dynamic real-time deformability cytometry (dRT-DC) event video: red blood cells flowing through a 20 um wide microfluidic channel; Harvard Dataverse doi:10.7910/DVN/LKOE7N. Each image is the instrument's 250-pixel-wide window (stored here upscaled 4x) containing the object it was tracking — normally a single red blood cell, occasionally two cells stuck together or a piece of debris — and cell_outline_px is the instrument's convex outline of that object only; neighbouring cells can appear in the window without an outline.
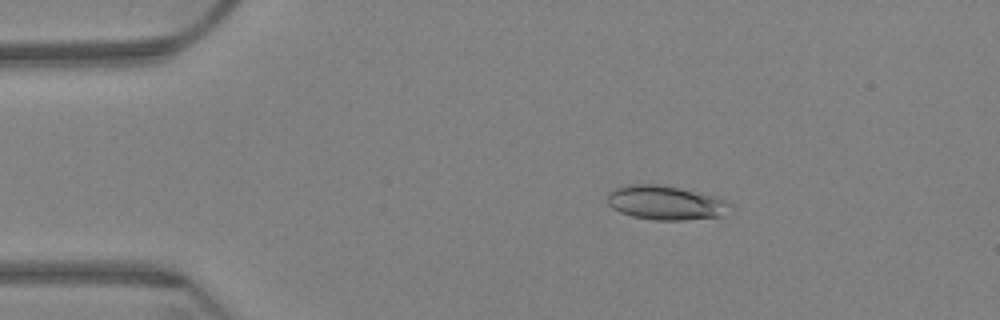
{"species": "Egyptian fruit bat (a non-hibernating species)", "species_latin": "Rousettus aegyptiacus", "temperature_condition": "warm", "stored_images_in_passage": 65, "camera_frame_rate_fps": 3000, "um_per_image_px": 0.085, "animal": {"sex": "female"}, "frame": {"image": 1, "passage_image": 12, "time_ms": 3.667, "image_size_px": [1000, 320], "cell_outline_px": [[732, 204], [724, 216], [684, 220], [656, 220], [632, 216], [620, 212], [612, 208], [608, 204], [608, 192], [612, 188], [624, 184], [656, 184], [680, 188], [716, 196], [728, 200]], "centroid_in_image_um": [56.58, 17.22], "position_along_channel_um": 28.4, "area_um2": 24.74}}
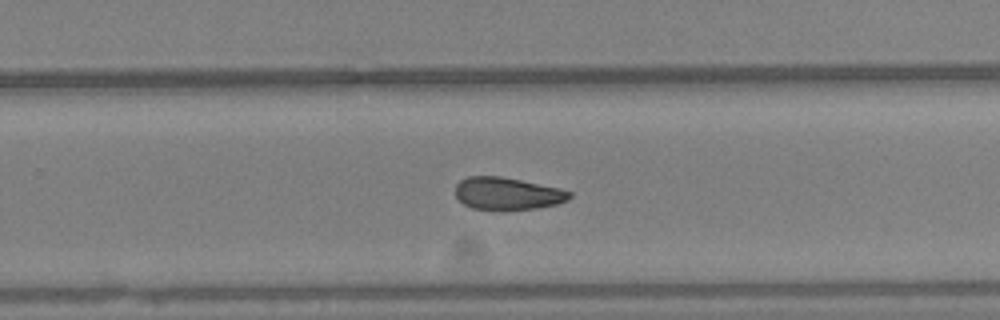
{"frame": {"image": 2, "passage_image": 42, "time_ms": 13.667, "image_size_px": [1000, 320], "cell_outline_px": [[572, 196], [568, 200], [556, 204], [540, 208], [472, 208], [464, 204], [456, 196], [456, 184], [460, 180], [468, 176], [500, 176], [560, 188], [572, 192]], "centroid_in_image_um": [43.15, 16.42], "position_along_channel_um": 286.7, "area_um2": 21.1}}
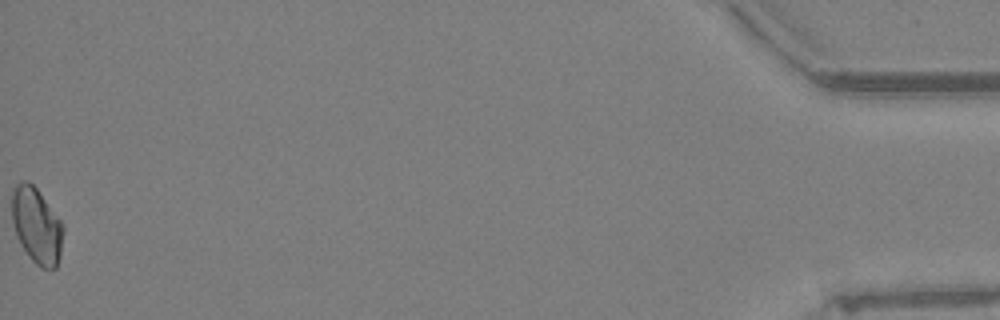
{"frame": {"image": 3, "passage_image": 65, "time_ms": 21.333, "image_size_px": [1000, 320], "cell_outline_px": [[64, 232], [60, 256], [56, 268], [40, 268], [28, 256], [20, 244], [16, 236], [12, 224], [12, 192], [16, 184], [20, 180], [28, 180], [36, 188], [60, 220], [64, 228]], "centroid_in_image_um": [3.1, 19.18], "position_along_channel_um": 432.1, "area_um2": 22.77}}